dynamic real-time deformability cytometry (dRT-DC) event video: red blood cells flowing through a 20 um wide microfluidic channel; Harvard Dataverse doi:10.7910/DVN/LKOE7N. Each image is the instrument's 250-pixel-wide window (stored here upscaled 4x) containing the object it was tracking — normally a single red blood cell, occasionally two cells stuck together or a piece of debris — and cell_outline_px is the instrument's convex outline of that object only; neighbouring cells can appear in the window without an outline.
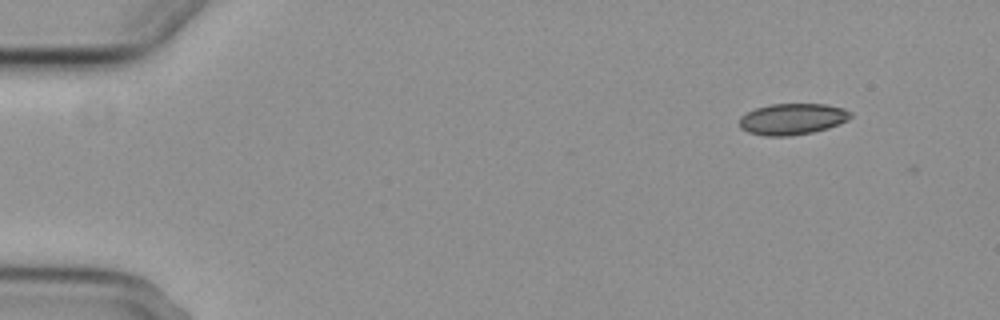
{"species": "common noctule bat (a hibernating species)", "species_latin": "Nyctalus noctula", "temperature_condition": "cold", "stored_images_in_passage": 7, "camera_frame_rate_fps": 3000, "um_per_image_px": 0.085, "animal": {"sex": "female", "body_mass_g": 29.2, "forearm_length_mm": 56.3}, "frame": {"image": 1, "passage_image": 1, "time_ms": 0.0, "image_size_px": [1000, 320], "cell_outline_px": [[852, 116], [848, 120], [828, 128], [812, 132], [788, 136], [764, 136], [748, 132], [740, 128], [740, 116], [756, 108], [768, 104], [824, 104], [844, 108], [852, 112]], "centroid_in_image_um": [67.35, 10.11], "position_along_channel_um": 17.6, "area_um2": 20.29}}
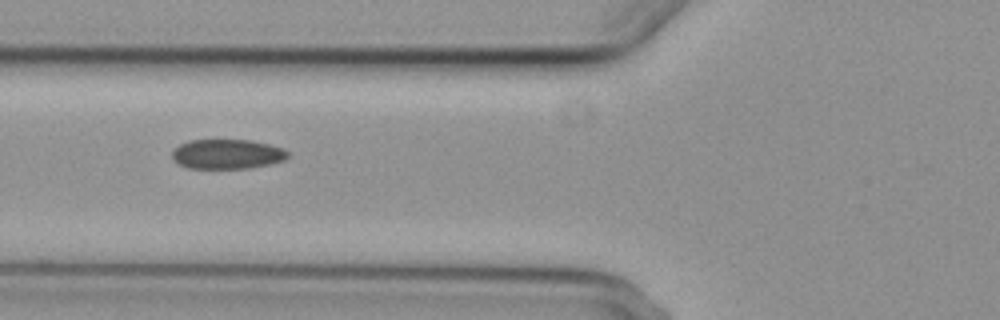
{"frame": {"image": 2, "passage_image": 5, "time_ms": 5.333, "image_size_px": [1000, 320], "cell_outline_px": [[288, 156], [284, 160], [272, 164], [248, 168], [188, 168], [172, 160], [172, 152], [180, 144], [188, 140], [252, 140], [284, 148], [288, 152]], "centroid_in_image_um": [19.32, 13.09], "position_along_channel_um": 106.5, "area_um2": 20.06}}
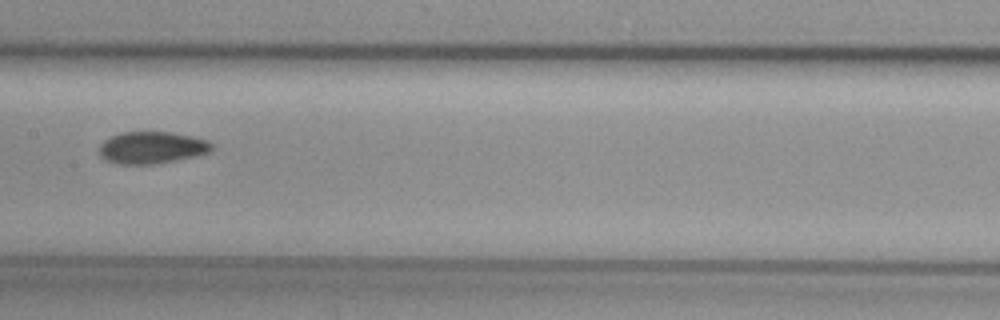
{"frame": {"image": 3, "passage_image": 7, "time_ms": 7.667, "image_size_px": [1000, 320], "cell_outline_px": [[212, 148], [208, 152], [192, 156], [156, 164], [116, 164], [104, 160], [96, 152], [100, 144], [104, 140], [120, 132], [172, 132], [192, 136], [204, 140], [212, 144]], "centroid_in_image_um": [12.8, 12.55], "position_along_channel_um": 194.6, "area_um2": 20.98}}